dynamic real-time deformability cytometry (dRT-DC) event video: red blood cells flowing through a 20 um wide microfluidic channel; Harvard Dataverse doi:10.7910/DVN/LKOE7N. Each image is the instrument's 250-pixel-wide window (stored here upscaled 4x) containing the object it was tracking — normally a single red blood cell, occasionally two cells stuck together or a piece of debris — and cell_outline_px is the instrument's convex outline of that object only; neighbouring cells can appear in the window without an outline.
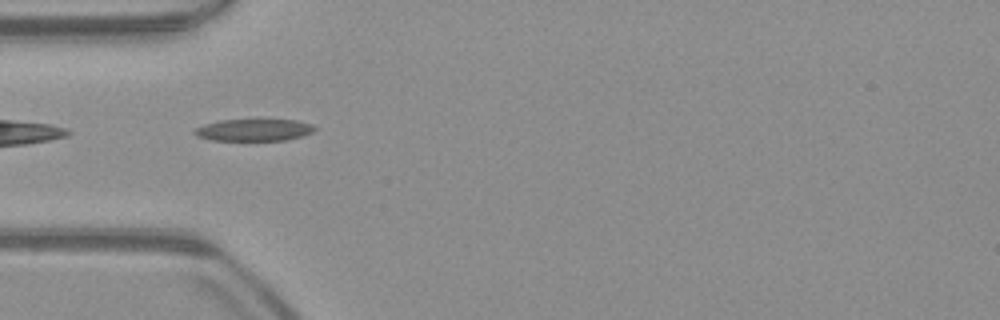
{"species": "common noctule bat (a hibernating species)", "species_latin": "Nyctalus noctula", "temperature_condition": "warm", "stored_images_in_passage": 37, "camera_frame_rate_fps": 3000, "um_per_image_px": 0.085, "animal": {"sex": "male", "body_mass_g": 23.1, "forearm_length_mm": 52.7}, "frame": {"image": 1, "passage_image": 1, "time_ms": 0.0, "image_size_px": [1000, 320], "cell_outline_px": [[316, 128], [312, 132], [300, 136], [284, 140], [208, 140], [196, 136], [192, 132], [196, 128], [204, 124], [220, 120], [296, 120], [312, 124]], "centroid_in_image_um": [21.53, 11.05], "position_along_channel_um": 63.5, "area_um2": 15.26}}
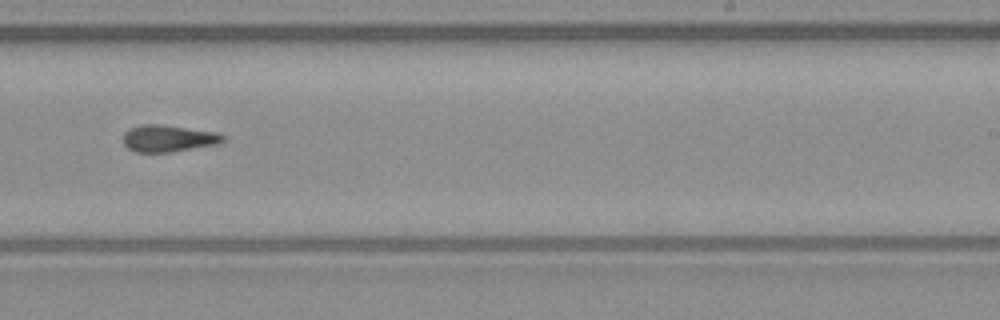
{"frame": {"image": 2, "passage_image": 17, "time_ms": 5.333, "image_size_px": [1000, 320], "cell_outline_px": [[224, 140], [216, 144], [168, 152], [136, 152], [128, 148], [124, 144], [124, 132], [128, 128], [140, 124], [160, 124], [216, 132], [224, 136]], "centroid_in_image_um": [14.25, 11.75], "position_along_channel_um": 274.8, "area_um2": 15.43}}
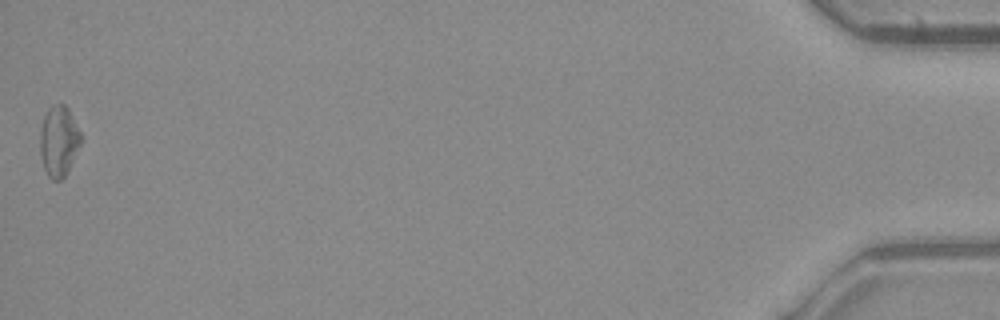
{"frame": {"image": 3, "passage_image": 37, "time_ms": 12.0, "image_size_px": [1000, 320], "cell_outline_px": [[80, 144], [64, 176], [60, 180], [52, 180], [48, 176], [44, 168], [40, 156], [40, 132], [44, 116], [48, 108], [52, 104], [64, 104], [68, 108], [80, 132]], "centroid_in_image_um": [4.96, 11.97], "position_along_channel_um": 430.2, "area_um2": 16.47}, "authors_computed_cell_mechanics": {"area_um2": 15.6638, "velocity_mm_per_s": 3.9583, "shape_relaxation_time_tau1_ms": null, "shape_relaxation_time_tau2_ms": 6.3055, "deformation_change_tau1": null, "deformation_change_tau2": 0.1799}}